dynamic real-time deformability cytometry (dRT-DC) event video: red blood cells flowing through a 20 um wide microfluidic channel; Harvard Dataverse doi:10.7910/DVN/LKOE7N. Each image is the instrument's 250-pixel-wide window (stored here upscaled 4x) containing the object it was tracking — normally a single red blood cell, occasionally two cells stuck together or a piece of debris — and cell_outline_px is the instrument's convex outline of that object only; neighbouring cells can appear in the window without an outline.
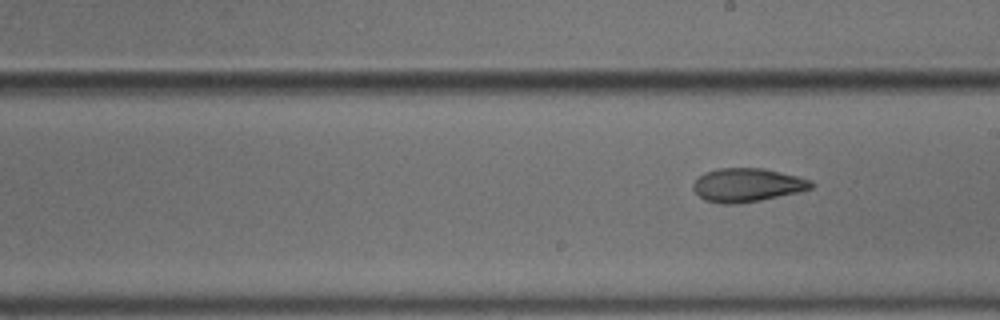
{"species": "common noctule bat (a hibernating species)", "species_latin": "Nyctalus noctula", "temperature_condition": "cold", "stored_images_in_passage": 10, "segment_of_instrument_passage": [2, 2], "camera_frame_rate_fps": 3000, "um_per_image_px": 0.085, "animal": {"sex": "male", "body_mass_g": 18.8}, "frame": {"image": 1, "passage_image": 10, "time_ms": 3.0, "image_size_px": [1000, 320], "cell_outline_px": [[816, 184], [812, 188], [796, 192], [760, 200], [736, 204], [720, 204], [704, 200], [692, 188], [692, 184], [704, 172], [720, 168], [764, 168], [812, 180]], "centroid_in_image_um": [63.5, 15.72], "position_along_channel_um": 225.5, "area_um2": 23.0}}